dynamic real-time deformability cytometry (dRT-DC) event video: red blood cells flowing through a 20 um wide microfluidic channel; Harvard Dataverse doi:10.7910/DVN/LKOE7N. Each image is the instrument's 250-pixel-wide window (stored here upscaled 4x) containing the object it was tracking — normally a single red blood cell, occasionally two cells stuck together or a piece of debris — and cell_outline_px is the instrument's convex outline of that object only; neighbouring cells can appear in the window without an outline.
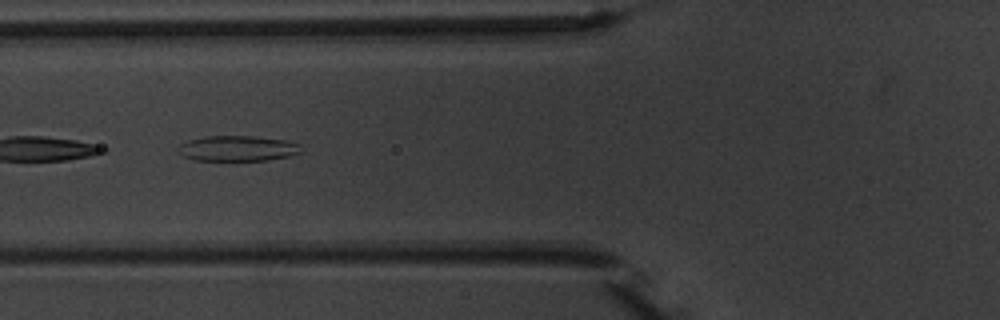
{"species": "common noctule bat (a hibernating species)", "species_latin": "Nyctalus noctula", "temperature_condition": "warm", "stored_images_in_passage": 7, "camera_frame_rate_fps": 3000, "um_per_image_px": 0.085, "animal": {"sex": "male", "body_mass_g": 20.1, "forearm_length_mm": 53.5}, "frame": {"image": 1, "passage_image": 7, "time_ms": 7.0, "image_size_px": [1000, 320], "cell_outline_px": [[300, 152], [288, 156], [268, 160], [192, 160], [180, 156], [176, 148], [180, 144], [188, 140], [204, 136], [252, 136], [284, 140], [300, 144]], "centroid_in_image_um": [20.11, 12.61], "position_along_channel_um": 105.7, "area_um2": 18.26}}